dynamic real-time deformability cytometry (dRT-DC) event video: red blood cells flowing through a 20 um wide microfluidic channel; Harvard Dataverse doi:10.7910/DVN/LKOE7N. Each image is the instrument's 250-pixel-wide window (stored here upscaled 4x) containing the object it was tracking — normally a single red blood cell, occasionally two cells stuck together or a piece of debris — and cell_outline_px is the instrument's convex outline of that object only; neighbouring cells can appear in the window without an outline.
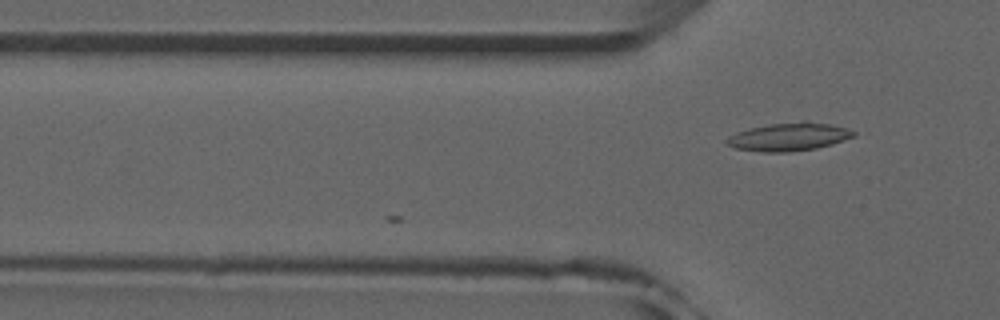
{"species": "common noctule bat (a hibernating species)", "species_latin": "Nyctalus noctula", "temperature_condition": "room temperature", "stored_images_in_passage": 2, "camera_frame_rate_fps": 3000, "um_per_image_px": 0.085, "animal": {"sex": "male", "forearm_length_mm": 52.5}, "frame": {"image": 1, "passage_image": 2, "time_ms": 0.333, "image_size_px": [1000, 320], "cell_outline_px": [[856, 136], [832, 144], [816, 148], [788, 152], [760, 152], [736, 148], [728, 144], [724, 140], [728, 136], [752, 128], [768, 124], [804, 120], [808, 120], [832, 124], [848, 128], [856, 132]], "centroid_in_image_um": [67.12, 11.61], "position_along_channel_um": 58.7, "area_um2": 20.92}}